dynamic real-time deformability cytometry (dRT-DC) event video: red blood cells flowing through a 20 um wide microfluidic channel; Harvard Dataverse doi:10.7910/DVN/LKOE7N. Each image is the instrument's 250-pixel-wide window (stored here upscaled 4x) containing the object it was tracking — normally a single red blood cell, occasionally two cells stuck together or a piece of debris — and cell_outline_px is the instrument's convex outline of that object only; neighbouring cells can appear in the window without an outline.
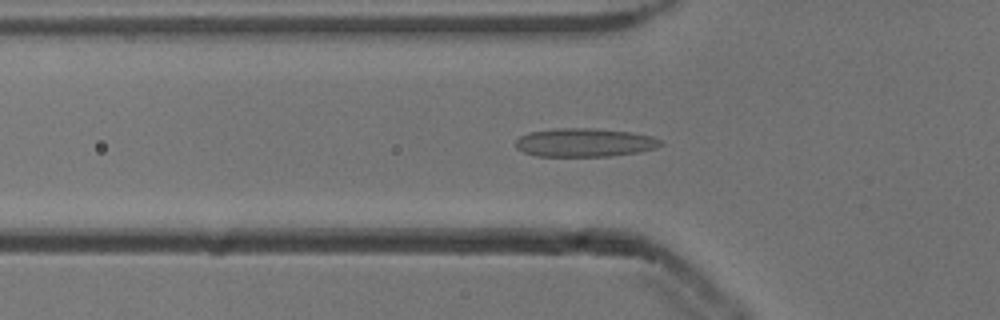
{"species": "common noctule bat (a hibernating species)", "species_latin": "Nyctalus noctula", "temperature_condition": "cold", "stored_images_in_passage": 34, "camera_frame_rate_fps": 3000, "um_per_image_px": 0.085, "animal": {"sex": "male", "body_mass_g": 13.3}, "frame": {"image": 1, "passage_image": 2, "time_ms": 0.333, "image_size_px": [1000, 320], "cell_outline_px": [[664, 144], [656, 148], [640, 152], [608, 156], [536, 156], [524, 152], [516, 148], [516, 140], [520, 136], [528, 132], [556, 128], [588, 128], [632, 132], [652, 136], [660, 140]], "centroid_in_image_um": [49.69, 12.11], "position_along_channel_um": 76.1, "area_um2": 24.16}}
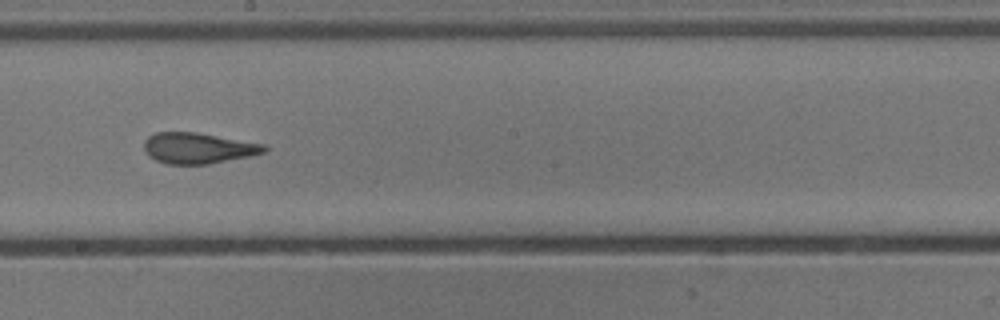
{"frame": {"image": 2, "passage_image": 14, "time_ms": 4.333, "image_size_px": [1000, 320], "cell_outline_px": [[268, 148], [264, 152], [252, 156], [208, 164], [168, 164], [156, 160], [148, 156], [144, 148], [144, 140], [148, 136], [156, 132], [196, 132], [264, 144]], "centroid_in_image_um": [16.83, 12.59], "position_along_channel_um": 231.4, "area_um2": 21.62}}
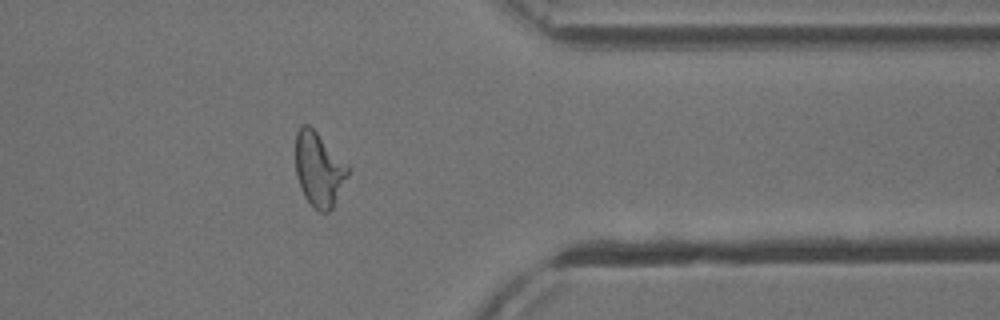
{"frame": {"image": 3, "passage_image": 27, "time_ms": 8.667, "image_size_px": [1000, 320], "cell_outline_px": [[348, 176], [332, 208], [328, 212], [320, 212], [304, 196], [300, 188], [296, 176], [296, 132], [304, 124], [308, 124], [348, 164]], "centroid_in_image_um": [27.1, 14.4], "position_along_channel_um": 384.3, "area_um2": 22.31}, "authors_computed_cell_mechanics": {"area_um2": 21.8484, "velocity_mm_per_s": 3.8529, "shape_relaxation_time_tau1_ms": 10.7741, "shape_relaxation_time_tau2_ms": 1.9414, "deformation_change_tau1": 0.2851, "deformation_change_tau2": 0.0976}}